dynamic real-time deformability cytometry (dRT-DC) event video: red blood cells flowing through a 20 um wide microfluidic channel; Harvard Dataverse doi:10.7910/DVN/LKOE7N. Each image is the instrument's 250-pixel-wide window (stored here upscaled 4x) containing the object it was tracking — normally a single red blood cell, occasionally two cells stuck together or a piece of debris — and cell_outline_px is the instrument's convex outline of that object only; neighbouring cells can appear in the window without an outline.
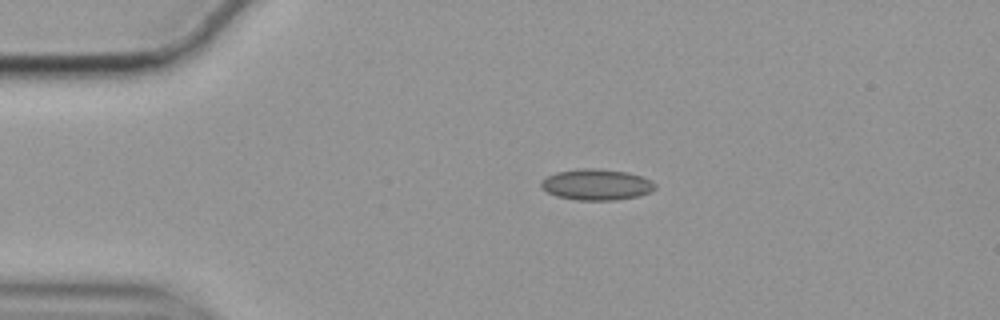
{"species": "common noctule bat (a hibernating species)", "species_latin": "Nyctalus noctula", "temperature_condition": "cold", "stored_images_in_passage": 46, "camera_frame_rate_fps": 3000, "um_per_image_px": 0.085, "animal": {"sex": "female", "body_mass_g": 19.9}, "frame": {"image": 1, "passage_image": 1, "time_ms": 0.0, "image_size_px": [1000, 320], "cell_outline_px": [[656, 188], [640, 196], [616, 200], [580, 200], [556, 196], [548, 192], [540, 184], [540, 180], [556, 172], [580, 168], [596, 168], [628, 172], [652, 180], [656, 184]], "centroid_in_image_um": [50.72, 15.68], "position_along_channel_um": 34.3, "area_um2": 20.63}}
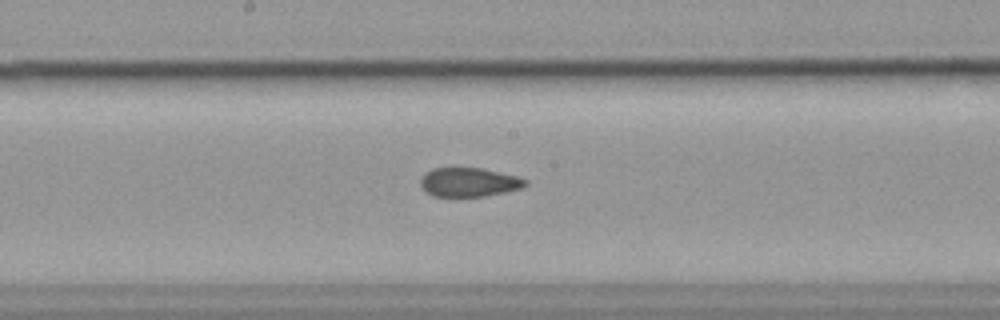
{"frame": {"image": 2, "passage_image": 19, "time_ms": 6.0, "image_size_px": [1000, 320], "cell_outline_px": [[528, 184], [524, 188], [484, 196], [432, 196], [420, 184], [420, 180], [432, 168], [480, 168], [516, 176], [528, 180]], "centroid_in_image_um": [39.91, 15.49], "position_along_channel_um": 208.3, "area_um2": 17.46}}
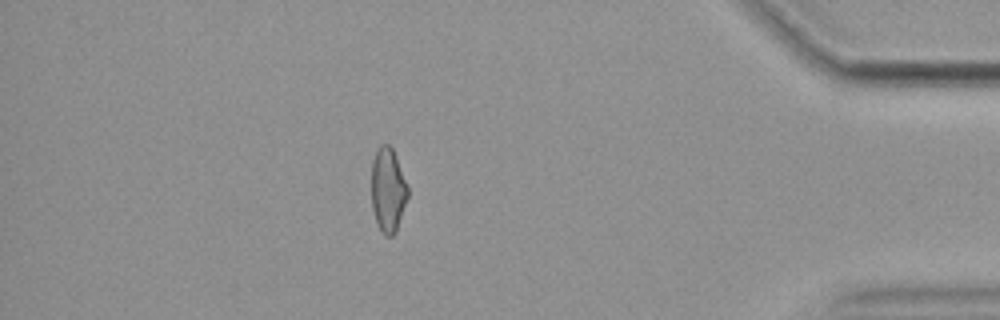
{"frame": {"image": 3, "passage_image": 39, "time_ms": 12.667, "image_size_px": [1000, 320], "cell_outline_px": [[408, 196], [396, 232], [392, 236], [384, 236], [376, 220], [372, 208], [372, 160], [380, 144], [388, 144], [392, 148], [396, 156], [408, 188]], "centroid_in_image_um": [32.97, 16.15], "position_along_channel_um": 402.2, "area_um2": 17.69}, "authors_computed_cell_mechanics": {"area_um2": 18.7272, "velocity_mm_per_s": 3.5366, "shape_relaxation_time_tau1_ms": null, "shape_relaxation_time_tau2_ms": 2.5634, "deformation_change_tau1": null, "deformation_change_tau2": 0.0751}}